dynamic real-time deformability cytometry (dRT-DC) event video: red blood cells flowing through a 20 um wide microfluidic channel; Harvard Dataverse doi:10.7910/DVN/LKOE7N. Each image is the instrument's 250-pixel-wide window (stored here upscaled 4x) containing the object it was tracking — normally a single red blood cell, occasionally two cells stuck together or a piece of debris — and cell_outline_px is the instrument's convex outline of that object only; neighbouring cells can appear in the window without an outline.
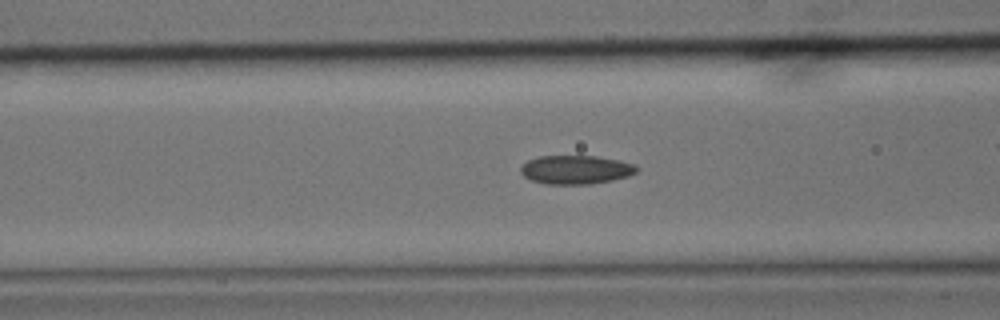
{"species": "common noctule bat (a hibernating species)", "species_latin": "Nyctalus noctula", "temperature_condition": "cold", "stored_images_in_passage": 57, "camera_frame_rate_fps": 3000, "um_per_image_px": 0.085, "animal": {"sex": "male", "body_mass_g": 15.6}, "frame": {"image": 1, "passage_image": 23, "time_ms": 7.333, "image_size_px": [1000, 320], "cell_outline_px": [[640, 168], [636, 172], [628, 176], [612, 180], [588, 184], [544, 184], [532, 180], [524, 176], [520, 172], [520, 168], [528, 160], [540, 156], [596, 156], [620, 160], [636, 164]], "centroid_in_image_um": [48.97, 14.42], "position_along_channel_um": 117.6, "area_um2": 19.48}}
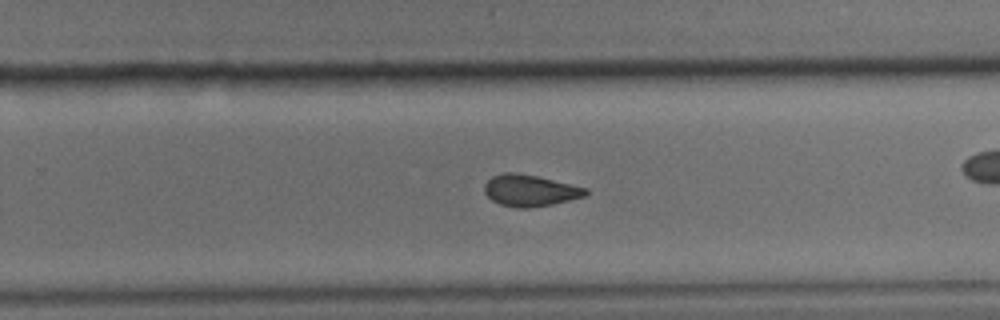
{"frame": {"image": 2, "passage_image": 37, "time_ms": 12.0, "image_size_px": [1000, 320], "cell_outline_px": [[588, 192], [584, 196], [552, 204], [528, 208], [516, 208], [500, 204], [492, 200], [484, 192], [484, 184], [492, 176], [504, 172], [516, 172], [536, 176], [588, 188]], "centroid_in_image_um": [45.02, 16.19], "position_along_channel_um": 284.8, "area_um2": 18.5}}
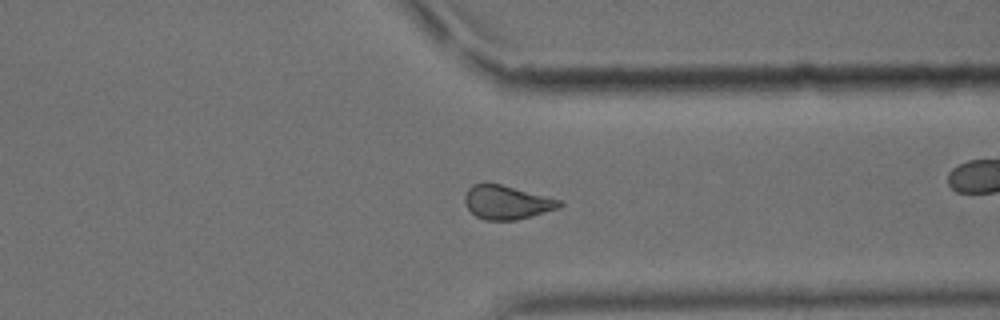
{"frame": {"image": 3, "passage_image": 44, "time_ms": 14.333, "image_size_px": [1000, 320], "cell_outline_px": [[564, 204], [560, 208], [532, 216], [516, 220], [484, 220], [476, 216], [464, 204], [464, 196], [468, 188], [472, 184], [500, 184], [564, 200]], "centroid_in_image_um": [43.12, 17.21], "position_along_channel_um": 368.3, "area_um2": 18.79}, "authors_computed_cell_mechanics": {"area_um2": 19.1318, "velocity_mm_per_s": 3.5744, "shape_relaxation_time_tau1_ms": 7.7706, "shape_relaxation_time_tau2_ms": 3.4988, "deformation_change_tau1": 0.1416, "deformation_change_tau2": 0.0796}}